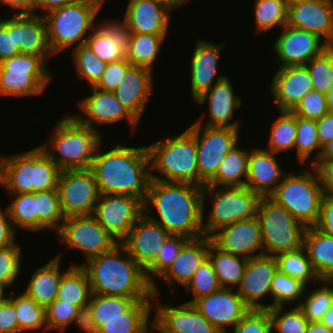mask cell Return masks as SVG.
Wrapping results in <instances>:
<instances>
[{"mask_svg": "<svg viewBox=\"0 0 333 333\" xmlns=\"http://www.w3.org/2000/svg\"><path fill=\"white\" fill-rule=\"evenodd\" d=\"M151 208L156 210L157 216L150 212ZM143 213L171 235L188 239L202 237L203 187L151 179L143 202Z\"/></svg>", "mask_w": 333, "mask_h": 333, "instance_id": "1", "label": "cell"}, {"mask_svg": "<svg viewBox=\"0 0 333 333\" xmlns=\"http://www.w3.org/2000/svg\"><path fill=\"white\" fill-rule=\"evenodd\" d=\"M101 145L90 167L99 194L130 195L143 203L151 182L147 146L127 147L118 142L102 152Z\"/></svg>", "mask_w": 333, "mask_h": 333, "instance_id": "2", "label": "cell"}, {"mask_svg": "<svg viewBox=\"0 0 333 333\" xmlns=\"http://www.w3.org/2000/svg\"><path fill=\"white\" fill-rule=\"evenodd\" d=\"M88 273L91 293L129 298H153L152 284L145 271L119 243L111 251L82 264Z\"/></svg>", "mask_w": 333, "mask_h": 333, "instance_id": "3", "label": "cell"}, {"mask_svg": "<svg viewBox=\"0 0 333 333\" xmlns=\"http://www.w3.org/2000/svg\"><path fill=\"white\" fill-rule=\"evenodd\" d=\"M52 130L49 143L39 147L61 170L91 167L103 133L81 124L72 114L60 118Z\"/></svg>", "mask_w": 333, "mask_h": 333, "instance_id": "4", "label": "cell"}, {"mask_svg": "<svg viewBox=\"0 0 333 333\" xmlns=\"http://www.w3.org/2000/svg\"><path fill=\"white\" fill-rule=\"evenodd\" d=\"M62 170L39 147L0 155V186L8 194L57 190Z\"/></svg>", "mask_w": 333, "mask_h": 333, "instance_id": "5", "label": "cell"}, {"mask_svg": "<svg viewBox=\"0 0 333 333\" xmlns=\"http://www.w3.org/2000/svg\"><path fill=\"white\" fill-rule=\"evenodd\" d=\"M185 129L177 135H165L147 146L151 179L199 186L196 138L187 128Z\"/></svg>", "mask_w": 333, "mask_h": 333, "instance_id": "6", "label": "cell"}, {"mask_svg": "<svg viewBox=\"0 0 333 333\" xmlns=\"http://www.w3.org/2000/svg\"><path fill=\"white\" fill-rule=\"evenodd\" d=\"M103 5L96 0H78L43 14L48 42L54 54L86 43ZM90 31V32H89Z\"/></svg>", "mask_w": 333, "mask_h": 333, "instance_id": "7", "label": "cell"}, {"mask_svg": "<svg viewBox=\"0 0 333 333\" xmlns=\"http://www.w3.org/2000/svg\"><path fill=\"white\" fill-rule=\"evenodd\" d=\"M207 195L211 200L209 215L204 216ZM262 196L251 189L231 186L203 187V222L204 235L211 237L217 230L237 221L257 217L258 207ZM206 222H205V220Z\"/></svg>", "mask_w": 333, "mask_h": 333, "instance_id": "8", "label": "cell"}, {"mask_svg": "<svg viewBox=\"0 0 333 333\" xmlns=\"http://www.w3.org/2000/svg\"><path fill=\"white\" fill-rule=\"evenodd\" d=\"M295 175L287 172L282 182L270 195L278 204L282 205L297 221L306 227L318 223L321 202L324 197L318 174L309 165Z\"/></svg>", "mask_w": 333, "mask_h": 333, "instance_id": "9", "label": "cell"}, {"mask_svg": "<svg viewBox=\"0 0 333 333\" xmlns=\"http://www.w3.org/2000/svg\"><path fill=\"white\" fill-rule=\"evenodd\" d=\"M257 217L261 228L263 254L275 256L303 247L307 227L270 196H262Z\"/></svg>", "mask_w": 333, "mask_h": 333, "instance_id": "10", "label": "cell"}, {"mask_svg": "<svg viewBox=\"0 0 333 333\" xmlns=\"http://www.w3.org/2000/svg\"><path fill=\"white\" fill-rule=\"evenodd\" d=\"M52 70L38 56L18 54L0 62V97L39 96L52 80Z\"/></svg>", "mask_w": 333, "mask_h": 333, "instance_id": "11", "label": "cell"}, {"mask_svg": "<svg viewBox=\"0 0 333 333\" xmlns=\"http://www.w3.org/2000/svg\"><path fill=\"white\" fill-rule=\"evenodd\" d=\"M204 116L187 129L195 136L199 186L204 187L215 175L225 155L239 142V129L209 127L203 124Z\"/></svg>", "mask_w": 333, "mask_h": 333, "instance_id": "12", "label": "cell"}, {"mask_svg": "<svg viewBox=\"0 0 333 333\" xmlns=\"http://www.w3.org/2000/svg\"><path fill=\"white\" fill-rule=\"evenodd\" d=\"M55 235L67 249L84 253L86 261L119 244L93 215L67 217Z\"/></svg>", "mask_w": 333, "mask_h": 333, "instance_id": "13", "label": "cell"}, {"mask_svg": "<svg viewBox=\"0 0 333 333\" xmlns=\"http://www.w3.org/2000/svg\"><path fill=\"white\" fill-rule=\"evenodd\" d=\"M57 191L65 218L92 215L100 195L90 168L62 170Z\"/></svg>", "mask_w": 333, "mask_h": 333, "instance_id": "14", "label": "cell"}, {"mask_svg": "<svg viewBox=\"0 0 333 333\" xmlns=\"http://www.w3.org/2000/svg\"><path fill=\"white\" fill-rule=\"evenodd\" d=\"M142 214L143 203L133 196L100 194L92 215L121 243Z\"/></svg>", "mask_w": 333, "mask_h": 333, "instance_id": "15", "label": "cell"}, {"mask_svg": "<svg viewBox=\"0 0 333 333\" xmlns=\"http://www.w3.org/2000/svg\"><path fill=\"white\" fill-rule=\"evenodd\" d=\"M273 44L276 53L275 63L279 68L304 66L319 56L329 45L317 34L285 25Z\"/></svg>", "mask_w": 333, "mask_h": 333, "instance_id": "16", "label": "cell"}, {"mask_svg": "<svg viewBox=\"0 0 333 333\" xmlns=\"http://www.w3.org/2000/svg\"><path fill=\"white\" fill-rule=\"evenodd\" d=\"M90 88V94L77 102L82 115L72 114L81 124L97 129V126L114 124L126 119L132 132L136 130L140 122L129 113L113 92Z\"/></svg>", "mask_w": 333, "mask_h": 333, "instance_id": "17", "label": "cell"}, {"mask_svg": "<svg viewBox=\"0 0 333 333\" xmlns=\"http://www.w3.org/2000/svg\"><path fill=\"white\" fill-rule=\"evenodd\" d=\"M193 305L222 333L229 332V327L236 326L251 310L233 288H220L197 299Z\"/></svg>", "mask_w": 333, "mask_h": 333, "instance_id": "18", "label": "cell"}, {"mask_svg": "<svg viewBox=\"0 0 333 333\" xmlns=\"http://www.w3.org/2000/svg\"><path fill=\"white\" fill-rule=\"evenodd\" d=\"M159 297V294H153L152 308L155 309L153 321L166 333H222L193 304L186 302L177 306L172 302L168 305L160 304Z\"/></svg>", "mask_w": 333, "mask_h": 333, "instance_id": "19", "label": "cell"}, {"mask_svg": "<svg viewBox=\"0 0 333 333\" xmlns=\"http://www.w3.org/2000/svg\"><path fill=\"white\" fill-rule=\"evenodd\" d=\"M170 235L159 223L143 213L121 244L145 271L156 260L163 244Z\"/></svg>", "mask_w": 333, "mask_h": 333, "instance_id": "20", "label": "cell"}, {"mask_svg": "<svg viewBox=\"0 0 333 333\" xmlns=\"http://www.w3.org/2000/svg\"><path fill=\"white\" fill-rule=\"evenodd\" d=\"M276 271L275 256L263 254L248 259L236 290L251 309H270V304L261 302L262 298L271 297V282Z\"/></svg>", "mask_w": 333, "mask_h": 333, "instance_id": "21", "label": "cell"}, {"mask_svg": "<svg viewBox=\"0 0 333 333\" xmlns=\"http://www.w3.org/2000/svg\"><path fill=\"white\" fill-rule=\"evenodd\" d=\"M222 251L246 259L263 255V242L259 218L242 220L221 227L211 236Z\"/></svg>", "mask_w": 333, "mask_h": 333, "instance_id": "22", "label": "cell"}, {"mask_svg": "<svg viewBox=\"0 0 333 333\" xmlns=\"http://www.w3.org/2000/svg\"><path fill=\"white\" fill-rule=\"evenodd\" d=\"M131 32L123 19L102 21L96 24L86 39L85 45L105 63L126 58Z\"/></svg>", "mask_w": 333, "mask_h": 333, "instance_id": "23", "label": "cell"}, {"mask_svg": "<svg viewBox=\"0 0 333 333\" xmlns=\"http://www.w3.org/2000/svg\"><path fill=\"white\" fill-rule=\"evenodd\" d=\"M195 42L196 44L190 64V88L194 102L215 83L226 77L225 75L216 77L220 53L226 44L197 38H195Z\"/></svg>", "mask_w": 333, "mask_h": 333, "instance_id": "24", "label": "cell"}, {"mask_svg": "<svg viewBox=\"0 0 333 333\" xmlns=\"http://www.w3.org/2000/svg\"><path fill=\"white\" fill-rule=\"evenodd\" d=\"M268 88L278 111H292L313 84L305 65L288 66L277 68Z\"/></svg>", "mask_w": 333, "mask_h": 333, "instance_id": "25", "label": "cell"}, {"mask_svg": "<svg viewBox=\"0 0 333 333\" xmlns=\"http://www.w3.org/2000/svg\"><path fill=\"white\" fill-rule=\"evenodd\" d=\"M287 25L317 34L333 46V0H307L288 8Z\"/></svg>", "mask_w": 333, "mask_h": 333, "instance_id": "26", "label": "cell"}, {"mask_svg": "<svg viewBox=\"0 0 333 333\" xmlns=\"http://www.w3.org/2000/svg\"><path fill=\"white\" fill-rule=\"evenodd\" d=\"M154 73L142 66L130 65L119 85L112 91L139 122L154 90Z\"/></svg>", "mask_w": 333, "mask_h": 333, "instance_id": "27", "label": "cell"}, {"mask_svg": "<svg viewBox=\"0 0 333 333\" xmlns=\"http://www.w3.org/2000/svg\"><path fill=\"white\" fill-rule=\"evenodd\" d=\"M172 10L155 0H129L123 19L131 33L168 35Z\"/></svg>", "mask_w": 333, "mask_h": 333, "instance_id": "28", "label": "cell"}, {"mask_svg": "<svg viewBox=\"0 0 333 333\" xmlns=\"http://www.w3.org/2000/svg\"><path fill=\"white\" fill-rule=\"evenodd\" d=\"M277 154L262 148H251L248 158V174L245 187L261 196H270L285 175Z\"/></svg>", "mask_w": 333, "mask_h": 333, "instance_id": "29", "label": "cell"}, {"mask_svg": "<svg viewBox=\"0 0 333 333\" xmlns=\"http://www.w3.org/2000/svg\"><path fill=\"white\" fill-rule=\"evenodd\" d=\"M234 89L230 77L226 76L195 101L199 106L208 102L209 119L205 126L240 128L239 122H231L235 111L243 105Z\"/></svg>", "mask_w": 333, "mask_h": 333, "instance_id": "30", "label": "cell"}, {"mask_svg": "<svg viewBox=\"0 0 333 333\" xmlns=\"http://www.w3.org/2000/svg\"><path fill=\"white\" fill-rule=\"evenodd\" d=\"M14 39L20 54L38 56L45 63L54 56L48 42L44 15L14 14Z\"/></svg>", "mask_w": 333, "mask_h": 333, "instance_id": "31", "label": "cell"}, {"mask_svg": "<svg viewBox=\"0 0 333 333\" xmlns=\"http://www.w3.org/2000/svg\"><path fill=\"white\" fill-rule=\"evenodd\" d=\"M211 237L206 235L189 239L180 249L177 258L173 261L171 267L159 278L169 286L171 292L174 293V284L186 286L195 271L208 258Z\"/></svg>", "mask_w": 333, "mask_h": 333, "instance_id": "32", "label": "cell"}, {"mask_svg": "<svg viewBox=\"0 0 333 333\" xmlns=\"http://www.w3.org/2000/svg\"><path fill=\"white\" fill-rule=\"evenodd\" d=\"M61 254H57L37 268L28 280L29 282L24 290L27 296L45 308L56 299L62 275L72 266L71 264L64 271L60 269Z\"/></svg>", "mask_w": 333, "mask_h": 333, "instance_id": "33", "label": "cell"}, {"mask_svg": "<svg viewBox=\"0 0 333 333\" xmlns=\"http://www.w3.org/2000/svg\"><path fill=\"white\" fill-rule=\"evenodd\" d=\"M152 300L137 299L121 317L102 321L97 333H152Z\"/></svg>", "mask_w": 333, "mask_h": 333, "instance_id": "34", "label": "cell"}, {"mask_svg": "<svg viewBox=\"0 0 333 333\" xmlns=\"http://www.w3.org/2000/svg\"><path fill=\"white\" fill-rule=\"evenodd\" d=\"M303 246L320 280L333 272V236L315 226L307 227Z\"/></svg>", "mask_w": 333, "mask_h": 333, "instance_id": "35", "label": "cell"}, {"mask_svg": "<svg viewBox=\"0 0 333 333\" xmlns=\"http://www.w3.org/2000/svg\"><path fill=\"white\" fill-rule=\"evenodd\" d=\"M235 145L223 158L216 175L206 184L209 186H245L248 174L250 149Z\"/></svg>", "mask_w": 333, "mask_h": 333, "instance_id": "36", "label": "cell"}, {"mask_svg": "<svg viewBox=\"0 0 333 333\" xmlns=\"http://www.w3.org/2000/svg\"><path fill=\"white\" fill-rule=\"evenodd\" d=\"M208 258L221 288L236 289L244 275L248 259L224 252L213 242L210 243Z\"/></svg>", "mask_w": 333, "mask_h": 333, "instance_id": "37", "label": "cell"}, {"mask_svg": "<svg viewBox=\"0 0 333 333\" xmlns=\"http://www.w3.org/2000/svg\"><path fill=\"white\" fill-rule=\"evenodd\" d=\"M91 294L87 271L82 266L72 265L62 275L56 299L80 308L89 303Z\"/></svg>", "mask_w": 333, "mask_h": 333, "instance_id": "38", "label": "cell"}, {"mask_svg": "<svg viewBox=\"0 0 333 333\" xmlns=\"http://www.w3.org/2000/svg\"><path fill=\"white\" fill-rule=\"evenodd\" d=\"M167 35H151L131 33L127 60L136 66H142L154 71L162 44Z\"/></svg>", "mask_w": 333, "mask_h": 333, "instance_id": "39", "label": "cell"}, {"mask_svg": "<svg viewBox=\"0 0 333 333\" xmlns=\"http://www.w3.org/2000/svg\"><path fill=\"white\" fill-rule=\"evenodd\" d=\"M11 291L8 298L14 303L17 314L18 328L20 333L25 331H38L39 329L48 332L46 323V308L38 305L32 298L21 292L18 296Z\"/></svg>", "mask_w": 333, "mask_h": 333, "instance_id": "40", "label": "cell"}, {"mask_svg": "<svg viewBox=\"0 0 333 333\" xmlns=\"http://www.w3.org/2000/svg\"><path fill=\"white\" fill-rule=\"evenodd\" d=\"M275 259L277 269L280 272L301 281L307 287L310 286L311 281L319 283L320 279L312 268L304 246L296 250L276 254Z\"/></svg>", "mask_w": 333, "mask_h": 333, "instance_id": "41", "label": "cell"}, {"mask_svg": "<svg viewBox=\"0 0 333 333\" xmlns=\"http://www.w3.org/2000/svg\"><path fill=\"white\" fill-rule=\"evenodd\" d=\"M12 198L5 207L12 221L14 229L38 232V214L36 206V192L23 194H9Z\"/></svg>", "mask_w": 333, "mask_h": 333, "instance_id": "42", "label": "cell"}, {"mask_svg": "<svg viewBox=\"0 0 333 333\" xmlns=\"http://www.w3.org/2000/svg\"><path fill=\"white\" fill-rule=\"evenodd\" d=\"M279 116L271 123L268 139L269 150L275 154L294 150L296 142V115L292 111H278Z\"/></svg>", "mask_w": 333, "mask_h": 333, "instance_id": "43", "label": "cell"}, {"mask_svg": "<svg viewBox=\"0 0 333 333\" xmlns=\"http://www.w3.org/2000/svg\"><path fill=\"white\" fill-rule=\"evenodd\" d=\"M255 32L266 33L276 28L281 29L287 25L288 7L285 0H254Z\"/></svg>", "mask_w": 333, "mask_h": 333, "instance_id": "44", "label": "cell"}, {"mask_svg": "<svg viewBox=\"0 0 333 333\" xmlns=\"http://www.w3.org/2000/svg\"><path fill=\"white\" fill-rule=\"evenodd\" d=\"M298 161L305 164L314 152L313 160L309 165L316 163L321 155L322 147L320 145L316 120L305 119L296 116V142L294 145Z\"/></svg>", "mask_w": 333, "mask_h": 333, "instance_id": "45", "label": "cell"}, {"mask_svg": "<svg viewBox=\"0 0 333 333\" xmlns=\"http://www.w3.org/2000/svg\"><path fill=\"white\" fill-rule=\"evenodd\" d=\"M38 231L50 229L56 233L66 219L57 190L36 192Z\"/></svg>", "mask_w": 333, "mask_h": 333, "instance_id": "46", "label": "cell"}, {"mask_svg": "<svg viewBox=\"0 0 333 333\" xmlns=\"http://www.w3.org/2000/svg\"><path fill=\"white\" fill-rule=\"evenodd\" d=\"M307 286L301 281L294 279L278 269L271 282L272 303L270 308L295 304L298 306L304 297Z\"/></svg>", "mask_w": 333, "mask_h": 333, "instance_id": "47", "label": "cell"}, {"mask_svg": "<svg viewBox=\"0 0 333 333\" xmlns=\"http://www.w3.org/2000/svg\"><path fill=\"white\" fill-rule=\"evenodd\" d=\"M189 239L184 236L170 235L163 244L162 249L157 255L156 260L145 270L148 281L152 284V293L159 294L157 284L153 277L160 278L173 264L180 249Z\"/></svg>", "mask_w": 333, "mask_h": 333, "instance_id": "48", "label": "cell"}, {"mask_svg": "<svg viewBox=\"0 0 333 333\" xmlns=\"http://www.w3.org/2000/svg\"><path fill=\"white\" fill-rule=\"evenodd\" d=\"M137 299L153 298H129L92 293L88 304L93 311L97 329L102 325V321L121 317V314L127 310Z\"/></svg>", "mask_w": 333, "mask_h": 333, "instance_id": "49", "label": "cell"}, {"mask_svg": "<svg viewBox=\"0 0 333 333\" xmlns=\"http://www.w3.org/2000/svg\"><path fill=\"white\" fill-rule=\"evenodd\" d=\"M71 55L78 78L86 80L89 87H94L101 79L107 63L101 61L85 44L73 48Z\"/></svg>", "mask_w": 333, "mask_h": 333, "instance_id": "50", "label": "cell"}, {"mask_svg": "<svg viewBox=\"0 0 333 333\" xmlns=\"http://www.w3.org/2000/svg\"><path fill=\"white\" fill-rule=\"evenodd\" d=\"M319 282L320 286L318 288L313 290L312 288L309 290V287L306 288L304 297L298 305L309 322L321 321L333 302L331 290L323 281L320 280Z\"/></svg>", "mask_w": 333, "mask_h": 333, "instance_id": "51", "label": "cell"}, {"mask_svg": "<svg viewBox=\"0 0 333 333\" xmlns=\"http://www.w3.org/2000/svg\"><path fill=\"white\" fill-rule=\"evenodd\" d=\"M309 71L313 90L327 94L333 84V46L305 65Z\"/></svg>", "mask_w": 333, "mask_h": 333, "instance_id": "52", "label": "cell"}, {"mask_svg": "<svg viewBox=\"0 0 333 333\" xmlns=\"http://www.w3.org/2000/svg\"><path fill=\"white\" fill-rule=\"evenodd\" d=\"M272 321V333H306L309 321L298 306H285L268 309ZM286 310V311H285ZM283 311V312H282Z\"/></svg>", "mask_w": 333, "mask_h": 333, "instance_id": "53", "label": "cell"}, {"mask_svg": "<svg viewBox=\"0 0 333 333\" xmlns=\"http://www.w3.org/2000/svg\"><path fill=\"white\" fill-rule=\"evenodd\" d=\"M217 275L214 272L212 262L207 258L205 262L195 271L194 276L185 286L186 292H192L194 298L186 301L193 304L197 299L207 296L212 292L219 290Z\"/></svg>", "mask_w": 333, "mask_h": 333, "instance_id": "54", "label": "cell"}, {"mask_svg": "<svg viewBox=\"0 0 333 333\" xmlns=\"http://www.w3.org/2000/svg\"><path fill=\"white\" fill-rule=\"evenodd\" d=\"M79 307L71 303L55 299L46 308V323L48 331L58 330L61 333L67 331L68 326H72L78 314Z\"/></svg>", "mask_w": 333, "mask_h": 333, "instance_id": "55", "label": "cell"}, {"mask_svg": "<svg viewBox=\"0 0 333 333\" xmlns=\"http://www.w3.org/2000/svg\"><path fill=\"white\" fill-rule=\"evenodd\" d=\"M22 248L15 243L10 247L0 249V283L7 288L15 285L22 270Z\"/></svg>", "mask_w": 333, "mask_h": 333, "instance_id": "56", "label": "cell"}, {"mask_svg": "<svg viewBox=\"0 0 333 333\" xmlns=\"http://www.w3.org/2000/svg\"><path fill=\"white\" fill-rule=\"evenodd\" d=\"M292 112L301 118L319 120L329 112L326 94L311 90L301 99Z\"/></svg>", "mask_w": 333, "mask_h": 333, "instance_id": "57", "label": "cell"}, {"mask_svg": "<svg viewBox=\"0 0 333 333\" xmlns=\"http://www.w3.org/2000/svg\"><path fill=\"white\" fill-rule=\"evenodd\" d=\"M272 321L268 309H251L232 328L233 333H272ZM228 333V332H226ZM230 333V332H229Z\"/></svg>", "mask_w": 333, "mask_h": 333, "instance_id": "58", "label": "cell"}, {"mask_svg": "<svg viewBox=\"0 0 333 333\" xmlns=\"http://www.w3.org/2000/svg\"><path fill=\"white\" fill-rule=\"evenodd\" d=\"M130 65L131 63L127 60V58L107 63L101 79L94 86V88L101 91L112 92L119 85Z\"/></svg>", "mask_w": 333, "mask_h": 333, "instance_id": "59", "label": "cell"}, {"mask_svg": "<svg viewBox=\"0 0 333 333\" xmlns=\"http://www.w3.org/2000/svg\"><path fill=\"white\" fill-rule=\"evenodd\" d=\"M11 16L0 20V62L20 54L15 46L14 14Z\"/></svg>", "mask_w": 333, "mask_h": 333, "instance_id": "60", "label": "cell"}, {"mask_svg": "<svg viewBox=\"0 0 333 333\" xmlns=\"http://www.w3.org/2000/svg\"><path fill=\"white\" fill-rule=\"evenodd\" d=\"M0 333H20L14 303L9 298L0 303Z\"/></svg>", "mask_w": 333, "mask_h": 333, "instance_id": "61", "label": "cell"}, {"mask_svg": "<svg viewBox=\"0 0 333 333\" xmlns=\"http://www.w3.org/2000/svg\"><path fill=\"white\" fill-rule=\"evenodd\" d=\"M312 166L318 174L324 195L333 197V160H318Z\"/></svg>", "mask_w": 333, "mask_h": 333, "instance_id": "62", "label": "cell"}, {"mask_svg": "<svg viewBox=\"0 0 333 333\" xmlns=\"http://www.w3.org/2000/svg\"><path fill=\"white\" fill-rule=\"evenodd\" d=\"M329 236H333V197L324 195L321 202L320 217L315 225Z\"/></svg>", "mask_w": 333, "mask_h": 333, "instance_id": "63", "label": "cell"}, {"mask_svg": "<svg viewBox=\"0 0 333 333\" xmlns=\"http://www.w3.org/2000/svg\"><path fill=\"white\" fill-rule=\"evenodd\" d=\"M17 231L6 209L0 207V249L10 247L16 243Z\"/></svg>", "mask_w": 333, "mask_h": 333, "instance_id": "64", "label": "cell"}, {"mask_svg": "<svg viewBox=\"0 0 333 333\" xmlns=\"http://www.w3.org/2000/svg\"><path fill=\"white\" fill-rule=\"evenodd\" d=\"M77 325L85 333H97V327L93 316V311L89 304L82 306L78 310L72 325Z\"/></svg>", "mask_w": 333, "mask_h": 333, "instance_id": "65", "label": "cell"}, {"mask_svg": "<svg viewBox=\"0 0 333 333\" xmlns=\"http://www.w3.org/2000/svg\"><path fill=\"white\" fill-rule=\"evenodd\" d=\"M317 134L321 147L333 140V112H327L316 120Z\"/></svg>", "mask_w": 333, "mask_h": 333, "instance_id": "66", "label": "cell"}, {"mask_svg": "<svg viewBox=\"0 0 333 333\" xmlns=\"http://www.w3.org/2000/svg\"><path fill=\"white\" fill-rule=\"evenodd\" d=\"M35 2L36 0H0V4L8 5L13 9V14L35 13Z\"/></svg>", "mask_w": 333, "mask_h": 333, "instance_id": "67", "label": "cell"}, {"mask_svg": "<svg viewBox=\"0 0 333 333\" xmlns=\"http://www.w3.org/2000/svg\"><path fill=\"white\" fill-rule=\"evenodd\" d=\"M78 0H36L35 13L38 14L39 8L47 14L48 12L58 9L64 5L73 3ZM38 10V11H37Z\"/></svg>", "mask_w": 333, "mask_h": 333, "instance_id": "68", "label": "cell"}, {"mask_svg": "<svg viewBox=\"0 0 333 333\" xmlns=\"http://www.w3.org/2000/svg\"><path fill=\"white\" fill-rule=\"evenodd\" d=\"M306 333H333V330L323 325L321 321H316L309 322Z\"/></svg>", "mask_w": 333, "mask_h": 333, "instance_id": "69", "label": "cell"}, {"mask_svg": "<svg viewBox=\"0 0 333 333\" xmlns=\"http://www.w3.org/2000/svg\"><path fill=\"white\" fill-rule=\"evenodd\" d=\"M318 160H333V140L322 147V152Z\"/></svg>", "mask_w": 333, "mask_h": 333, "instance_id": "70", "label": "cell"}, {"mask_svg": "<svg viewBox=\"0 0 333 333\" xmlns=\"http://www.w3.org/2000/svg\"><path fill=\"white\" fill-rule=\"evenodd\" d=\"M321 323L333 330V302L328 311L324 314Z\"/></svg>", "mask_w": 333, "mask_h": 333, "instance_id": "71", "label": "cell"}, {"mask_svg": "<svg viewBox=\"0 0 333 333\" xmlns=\"http://www.w3.org/2000/svg\"><path fill=\"white\" fill-rule=\"evenodd\" d=\"M155 1H158V2H161L165 5H167L172 11L185 4L188 0H155Z\"/></svg>", "mask_w": 333, "mask_h": 333, "instance_id": "72", "label": "cell"}, {"mask_svg": "<svg viewBox=\"0 0 333 333\" xmlns=\"http://www.w3.org/2000/svg\"><path fill=\"white\" fill-rule=\"evenodd\" d=\"M327 97V105L329 112H333V84L329 90V92L326 94Z\"/></svg>", "mask_w": 333, "mask_h": 333, "instance_id": "73", "label": "cell"}, {"mask_svg": "<svg viewBox=\"0 0 333 333\" xmlns=\"http://www.w3.org/2000/svg\"><path fill=\"white\" fill-rule=\"evenodd\" d=\"M321 281L326 284V286L331 290V293L333 294V272L324 277Z\"/></svg>", "mask_w": 333, "mask_h": 333, "instance_id": "74", "label": "cell"}, {"mask_svg": "<svg viewBox=\"0 0 333 333\" xmlns=\"http://www.w3.org/2000/svg\"><path fill=\"white\" fill-rule=\"evenodd\" d=\"M6 286L0 283V303L8 298L9 292H6Z\"/></svg>", "mask_w": 333, "mask_h": 333, "instance_id": "75", "label": "cell"}, {"mask_svg": "<svg viewBox=\"0 0 333 333\" xmlns=\"http://www.w3.org/2000/svg\"><path fill=\"white\" fill-rule=\"evenodd\" d=\"M303 1H307V0H285L287 7H291L292 5L301 3Z\"/></svg>", "mask_w": 333, "mask_h": 333, "instance_id": "76", "label": "cell"}, {"mask_svg": "<svg viewBox=\"0 0 333 333\" xmlns=\"http://www.w3.org/2000/svg\"><path fill=\"white\" fill-rule=\"evenodd\" d=\"M153 330L157 331L158 333H166L159 325H157L154 321H153Z\"/></svg>", "mask_w": 333, "mask_h": 333, "instance_id": "77", "label": "cell"}, {"mask_svg": "<svg viewBox=\"0 0 333 333\" xmlns=\"http://www.w3.org/2000/svg\"><path fill=\"white\" fill-rule=\"evenodd\" d=\"M96 1L100 2L102 5H104L106 2V0H96Z\"/></svg>", "mask_w": 333, "mask_h": 333, "instance_id": "78", "label": "cell"}]
</instances>
